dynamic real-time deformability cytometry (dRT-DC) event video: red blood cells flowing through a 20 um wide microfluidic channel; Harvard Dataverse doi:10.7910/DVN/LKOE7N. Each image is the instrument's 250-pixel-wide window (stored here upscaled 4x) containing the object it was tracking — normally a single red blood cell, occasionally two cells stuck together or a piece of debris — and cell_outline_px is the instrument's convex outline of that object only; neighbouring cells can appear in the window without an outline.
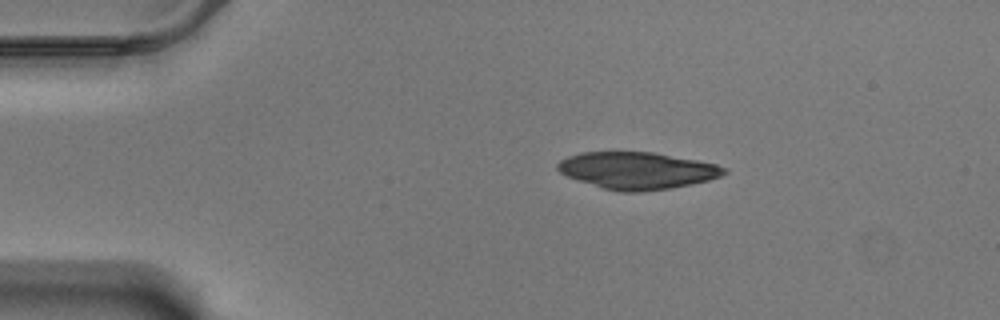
{"species": "Egyptian fruit bat (a non-hibernating species)", "species_latin": "Rousettus aegyptiacus", "temperature_condition": "warm", "stored_images_in_passage": 24, "camera_frame_rate_fps": 3000, "um_per_image_px": 0.085, "animal": {"sex": "male"}, "frame": {"image": 1, "passage_image": 1, "time_ms": 0.0, "image_size_px": [1000, 320], "cell_outline_px": [[728, 172], [720, 176], [708, 180], [692, 184], [672, 188], [644, 192], [620, 192], [604, 188], [568, 176], [560, 172], [556, 168], [556, 164], [560, 160], [568, 156], [580, 152], [652, 152], [696, 160], [716, 164], [728, 168]], "centroid_in_image_um": [54.18, 14.49], "position_along_channel_um": 30.8, "area_um2": 35.78}}